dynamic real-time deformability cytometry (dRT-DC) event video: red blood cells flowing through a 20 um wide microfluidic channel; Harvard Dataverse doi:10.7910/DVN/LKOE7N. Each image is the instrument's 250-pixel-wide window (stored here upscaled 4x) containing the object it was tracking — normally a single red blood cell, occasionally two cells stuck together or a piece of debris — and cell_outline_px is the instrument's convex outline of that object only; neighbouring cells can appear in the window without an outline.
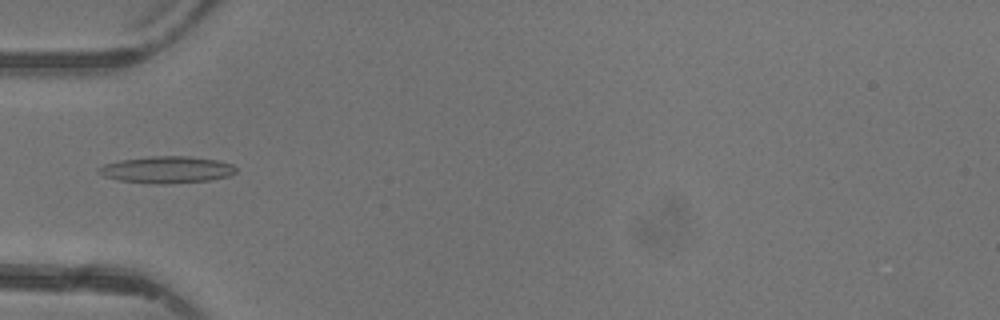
{"species": "common noctule bat (a hibernating species)", "species_latin": "Nyctalus noctula", "temperature_condition": "warm", "stored_images_in_passage": 2, "camera_frame_rate_fps": 3000, "um_per_image_px": 0.085, "animal": {"sex": "female"}, "frame": {"image": 1, "passage_image": 2, "time_ms": 1.0, "image_size_px": [1000, 320], "cell_outline_px": [[236, 172], [228, 176], [212, 180], [164, 184], [120, 180], [104, 176], [96, 168], [104, 164], [120, 160], [148, 156], [188, 156], [216, 160], [232, 164], [236, 168]], "centroid_in_image_um": [14.19, 14.41], "position_along_channel_um": 70.8, "area_um2": 21.27}}